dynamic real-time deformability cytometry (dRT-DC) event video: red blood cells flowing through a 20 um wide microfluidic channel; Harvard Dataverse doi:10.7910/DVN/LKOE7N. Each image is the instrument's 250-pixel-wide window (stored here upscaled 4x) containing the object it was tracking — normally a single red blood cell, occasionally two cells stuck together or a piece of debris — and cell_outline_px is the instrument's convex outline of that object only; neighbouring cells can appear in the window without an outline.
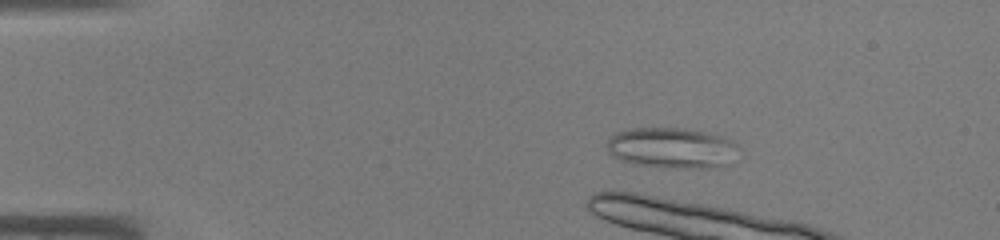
{"species": "common noctule bat (a hibernating species)", "species_latin": "Nyctalus noctula", "temperature_condition": "warm", "stored_images_in_passage": 11, "camera_frame_rate_fps": 3000, "um_per_image_px": 0.085, "animal": {"sex": "male", "body_mass_g": 19.0, "forearm_length_mm": 50.8}, "frame": {"image": 1, "passage_image": 8, "time_ms": 2.333, "image_size_px": [1000, 240], "cell_outline_px": [[740, 148], [728, 164], [716, 168], [680, 168], [636, 164], [620, 160], [612, 156], [608, 152], [608, 140], [616, 132], [632, 128], [684, 128], [704, 132], [720, 136], [732, 140]], "centroid_in_image_um": [57.12, 12.58], "position_along_channel_um": 27.9, "area_um2": 31.15}}